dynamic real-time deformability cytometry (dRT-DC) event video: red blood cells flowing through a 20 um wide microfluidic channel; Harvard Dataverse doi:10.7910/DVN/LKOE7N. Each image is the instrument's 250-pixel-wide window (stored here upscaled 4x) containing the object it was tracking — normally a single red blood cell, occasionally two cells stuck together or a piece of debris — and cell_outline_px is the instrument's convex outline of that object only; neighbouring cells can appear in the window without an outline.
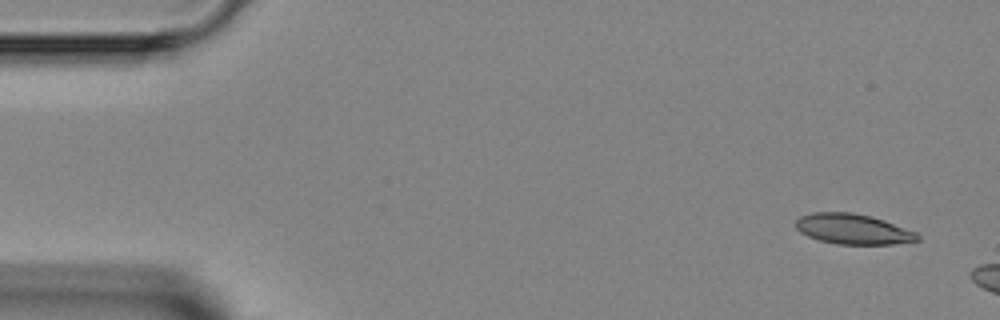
{"species": "Egyptian fruit bat (a non-hibernating species)", "species_latin": "Rousettus aegyptiacus", "temperature_condition": "room temperature", "stored_images_in_passage": 2, "camera_frame_rate_fps": 3000, "um_per_image_px": 0.085, "animal": {"sex": "female"}, "frame": {"image": 1, "passage_image": 1, "time_ms": 0.0, "image_size_px": [1000, 320], "cell_outline_px": [[920, 240], [892, 244], [836, 244], [820, 240], [808, 236], [800, 232], [796, 228], [796, 220], [800, 216], [812, 212], [852, 212], [872, 216], [884, 220], [916, 232], [920, 236]], "centroid_in_image_um": [72.5, 19.46], "position_along_channel_um": 12.5, "area_um2": 21.5}}